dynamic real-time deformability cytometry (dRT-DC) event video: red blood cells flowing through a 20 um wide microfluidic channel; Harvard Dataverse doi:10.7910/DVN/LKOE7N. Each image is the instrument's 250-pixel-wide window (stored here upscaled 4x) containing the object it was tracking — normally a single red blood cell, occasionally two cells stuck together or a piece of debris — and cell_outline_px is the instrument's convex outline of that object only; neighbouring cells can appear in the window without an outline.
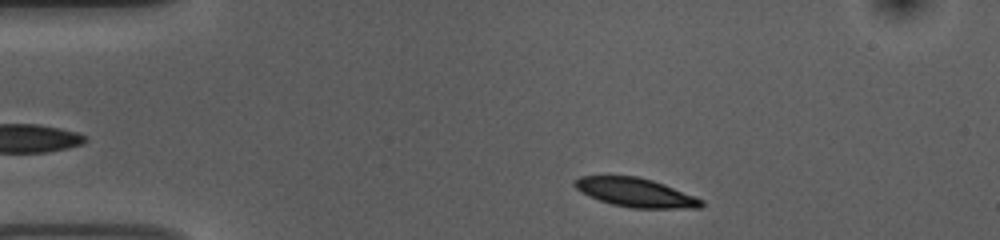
{"species": "common noctule bat (a hibernating species)", "species_latin": "Nyctalus noctula", "temperature_condition": "room temperature", "stored_images_in_passage": 40, "camera_frame_rate_fps": 3000, "um_per_image_px": 0.085, "animal": {"sex": "female", "body_mass_g": 10.0, "forearm_length_mm": 53.1}, "frame": {"image": 1, "passage_image": 3, "time_ms": 0.667, "image_size_px": [1000, 240], "cell_outline_px": [[704, 204], [700, 208], [632, 208], [612, 204], [600, 200], [576, 188], [576, 180], [580, 176], [636, 176], [652, 180], [664, 184], [704, 200]], "centroid_in_image_um": [54.09, 16.37], "position_along_channel_um": 30.9, "area_um2": 20.87}}
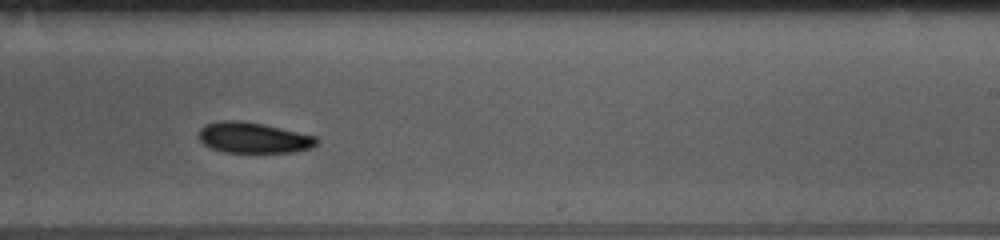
{"frame": {"image": 2, "passage_image": 26, "time_ms": 8.333, "image_size_px": [1000, 240], "cell_outline_px": [[320, 140], [312, 148], [292, 152], [224, 152], [212, 148], [204, 144], [200, 140], [200, 128], [204, 124], [216, 120], [240, 120], [264, 124], [316, 136]], "centroid_in_image_um": [21.54, 11.69], "position_along_channel_um": 267.5, "area_um2": 21.21}}
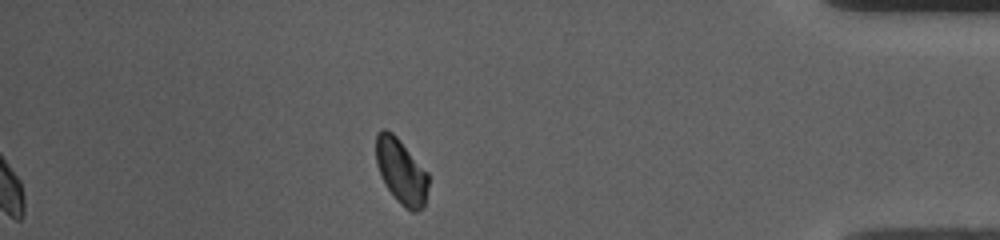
{"frame": {"image": 3, "passage_image": 40, "time_ms": 13.0, "image_size_px": [1000, 240], "cell_outline_px": [[428, 184], [424, 208], [416, 212], [412, 212], [400, 204], [388, 188], [380, 172], [376, 160], [376, 132], [380, 128], [384, 128], [392, 132], [400, 140], [428, 172]], "centroid_in_image_um": [34.11, 14.55], "position_along_channel_um": 401.1, "area_um2": 19.77}, "authors_computed_cell_mechanics": {"area_um2": 21.675, "velocity_mm_per_s": 3.709, "shape_relaxation_time_tau1_ms": 3.0687, "shape_relaxation_time_tau2_ms": 3.8708, "deformation_change_tau1": 0.1096, "deformation_change_tau2": 0.0725}}